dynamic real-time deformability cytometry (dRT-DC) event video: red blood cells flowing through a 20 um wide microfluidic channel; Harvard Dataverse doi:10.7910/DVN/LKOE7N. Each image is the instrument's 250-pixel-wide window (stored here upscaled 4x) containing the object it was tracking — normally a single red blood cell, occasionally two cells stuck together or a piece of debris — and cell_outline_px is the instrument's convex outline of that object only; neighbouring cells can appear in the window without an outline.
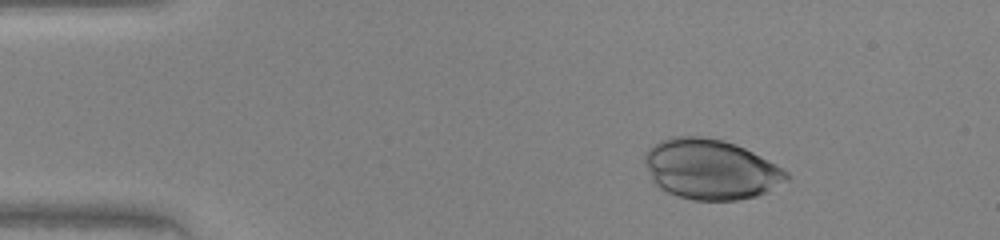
{"species": "human", "species_latin": "Homo sapiens", "temperature_condition": "warm", "stored_images_in_passage": 44, "camera_frame_rate_fps": 3000, "um_per_image_px": 0.085, "donor": {"sex": "female"}, "frame": {"image": 1, "passage_image": 4, "time_ms": 1.0, "image_size_px": [1000, 240], "cell_outline_px": [[788, 180], [768, 192], [756, 196], [736, 200], [692, 200], [668, 192], [660, 188], [652, 180], [644, 160], [644, 152], [648, 148], [660, 140], [672, 136], [704, 136], [724, 140], [736, 144], [776, 164], [788, 172]], "centroid_in_image_um": [60.4, 14.38], "position_along_channel_um": 24.6, "area_um2": 49.77}}
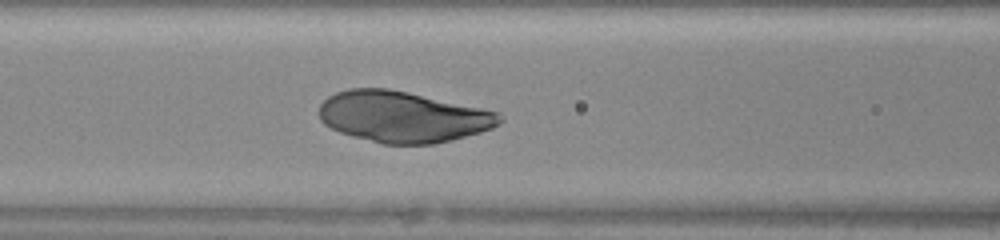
{"frame": {"image": 2, "passage_image": 17, "time_ms": 5.333, "image_size_px": [1000, 240], "cell_outline_px": [[504, 120], [500, 124], [492, 128], [480, 132], [452, 140], [436, 144], [384, 144], [352, 136], [340, 132], [324, 124], [320, 120], [320, 104], [328, 96], [336, 92], [348, 88], [388, 88], [500, 112]], "centroid_in_image_um": [34.25, 9.93], "position_along_channel_um": 132.4, "area_um2": 53.7}}
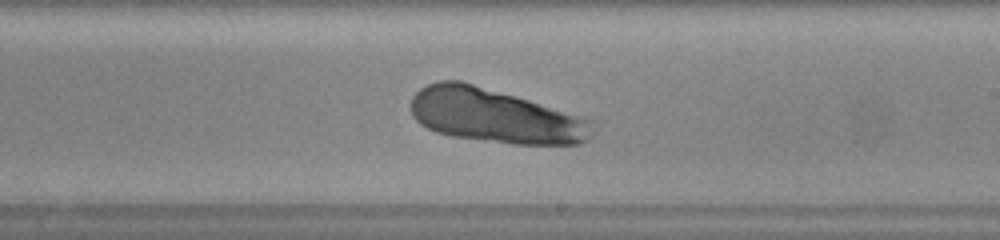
{"frame": {"image": 3, "passage_image": 25, "time_ms": 8.0, "image_size_px": [1000, 240], "cell_outline_px": [[592, 136], [588, 140], [580, 144], [512, 144], [452, 136], [436, 132], [420, 124], [412, 116], [412, 96], [420, 88], [428, 84], [440, 80], [460, 80], [528, 100], [580, 116], [588, 120]], "centroid_in_image_um": [42.01, 9.85], "position_along_channel_um": 247.0, "area_um2": 56.59}}